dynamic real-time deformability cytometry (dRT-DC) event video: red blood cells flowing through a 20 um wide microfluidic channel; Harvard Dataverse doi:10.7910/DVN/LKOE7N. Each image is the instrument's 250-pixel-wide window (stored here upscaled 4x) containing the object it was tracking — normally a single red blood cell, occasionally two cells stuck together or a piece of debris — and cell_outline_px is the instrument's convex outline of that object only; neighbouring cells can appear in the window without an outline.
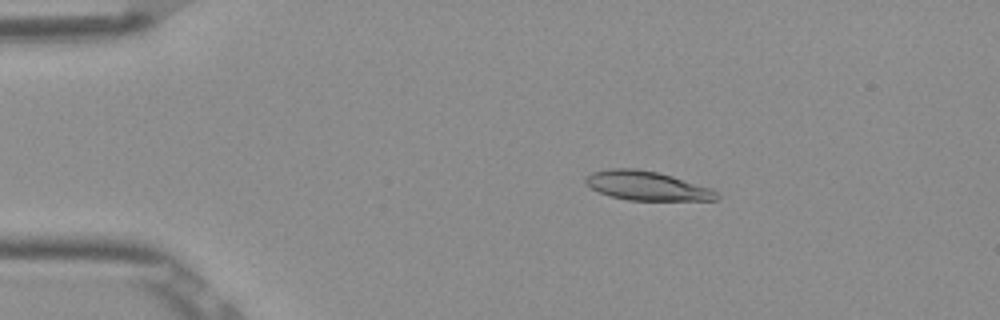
{"species": "Egyptian fruit bat (a non-hibernating species)", "species_latin": "Rousettus aegyptiacus", "temperature_condition": "room temperature", "stored_images_in_passage": 45, "camera_frame_rate_fps": 3000, "um_per_image_px": 0.085, "frame": {"image": 1, "passage_image": 2, "time_ms": 0.333, "image_size_px": [1000, 320], "cell_outline_px": [[720, 196], [716, 200], [628, 200], [612, 196], [600, 192], [592, 188], [584, 180], [584, 176], [592, 172], [608, 168], [636, 168], [656, 172], [672, 176], [712, 188], [720, 192]], "centroid_in_image_um": [55.01, 15.78], "position_along_channel_um": 30.0, "area_um2": 22.25}}
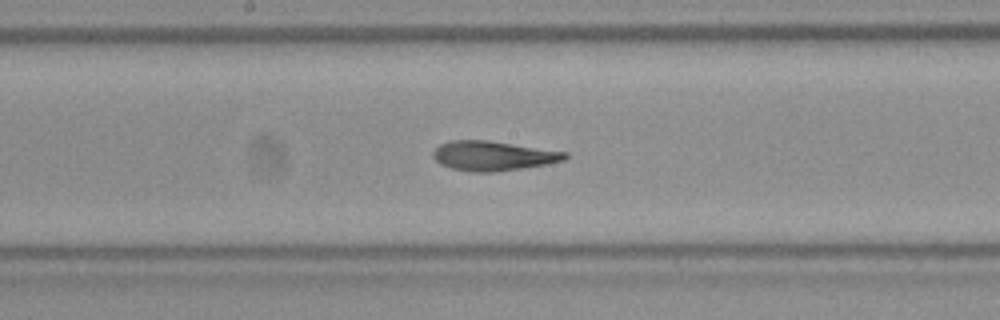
{"frame": {"image": 2, "passage_image": 20, "time_ms": 6.333, "image_size_px": [1000, 320], "cell_outline_px": [[568, 156], [564, 160], [544, 164], [520, 168], [492, 172], [472, 172], [452, 168], [440, 164], [432, 156], [432, 152], [440, 144], [452, 140], [488, 140], [568, 152]], "centroid_in_image_um": [41.88, 13.23], "position_along_channel_um": 206.3, "area_um2": 22.54}}
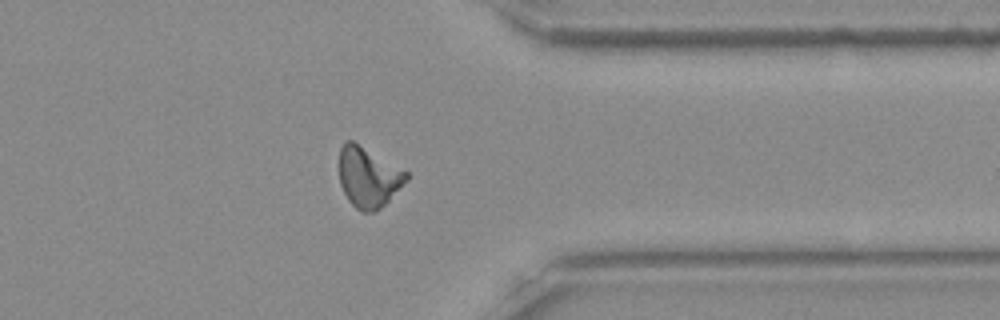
{"frame": {"image": 3, "passage_image": 34, "time_ms": 11.0, "image_size_px": [1000, 320], "cell_outline_px": [[408, 180], [376, 212], [364, 212], [356, 208], [348, 200], [340, 184], [340, 148], [348, 140], [352, 140], [408, 172]], "centroid_in_image_um": [31.31, 15.07], "position_along_channel_um": 380.1, "area_um2": 23.24}, "authors_computed_cell_mechanics": {"area_um2": 22.7154, "velocity_mm_per_s": 3.8808, "shape_relaxation_time_tau1_ms": 5.5169, "shape_relaxation_time_tau2_ms": 2.258, "deformation_change_tau1": 0.1978, "deformation_change_tau2": 0.1212}}